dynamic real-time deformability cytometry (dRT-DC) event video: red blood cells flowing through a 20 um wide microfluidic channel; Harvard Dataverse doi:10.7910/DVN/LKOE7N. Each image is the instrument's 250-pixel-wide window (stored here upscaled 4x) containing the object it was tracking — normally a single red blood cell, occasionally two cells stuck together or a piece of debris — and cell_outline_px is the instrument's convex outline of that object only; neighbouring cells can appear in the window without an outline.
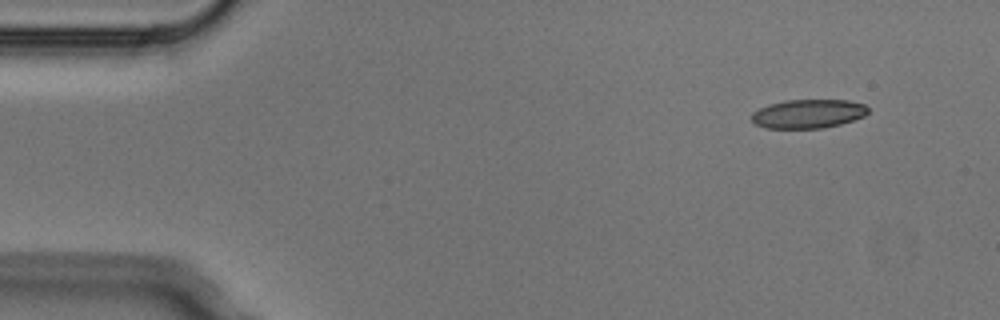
{"species": "Egyptian fruit bat (a non-hibernating species)", "species_latin": "Rousettus aegyptiacus", "temperature_condition": "cold", "stored_images_in_passage": 5, "camera_frame_rate_fps": 3000, "um_per_image_px": 0.085, "animal": {"sex": "male"}, "frame": {"image": 1, "passage_image": 1, "time_ms": 0.0, "image_size_px": [1000, 320], "cell_outline_px": [[868, 112], [864, 116], [840, 124], [824, 128], [764, 128], [756, 124], [752, 120], [752, 112], [768, 104], [784, 100], [848, 100], [864, 104], [868, 108]], "centroid_in_image_um": [68.68, 9.66], "position_along_channel_um": 16.3, "area_um2": 19.59}}
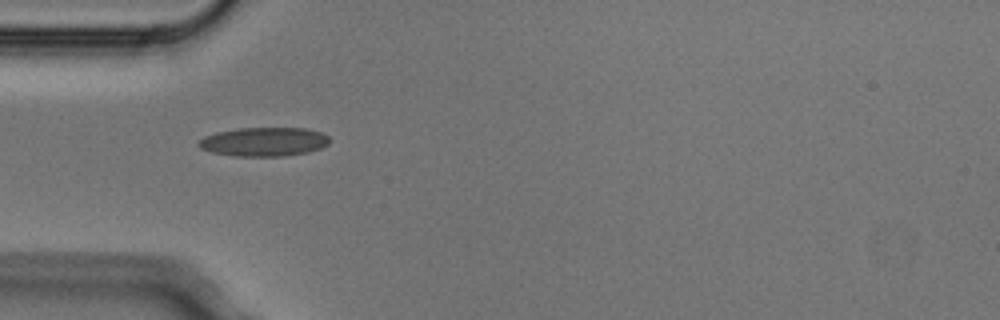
{"frame": {"image": 2, "passage_image": 4, "time_ms": 1.0, "image_size_px": [1000, 320], "cell_outline_px": [[328, 144], [320, 148], [308, 152], [284, 156], [236, 156], [212, 152], [200, 148], [196, 144], [204, 136], [216, 132], [240, 128], [304, 128], [320, 132], [328, 136]], "centroid_in_image_um": [22.41, 12.05], "position_along_channel_um": 62.6, "area_um2": 21.96}}
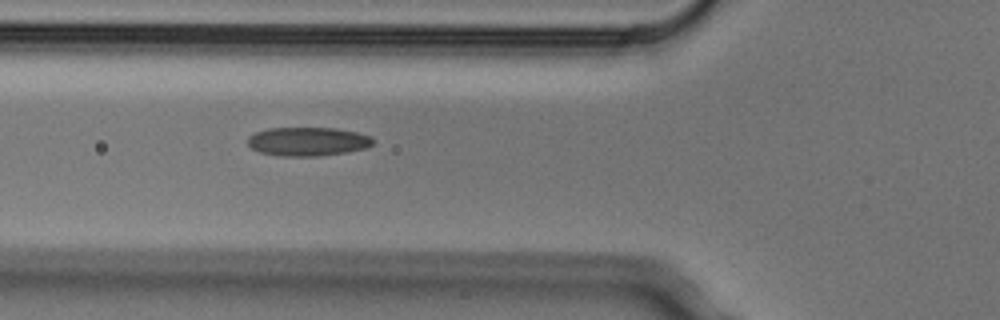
{"frame": {"image": 3, "passage_image": 5, "time_ms": 1.333, "image_size_px": [1000, 320], "cell_outline_px": [[376, 140], [372, 144], [364, 148], [348, 152], [320, 156], [284, 156], [260, 152], [252, 148], [248, 144], [248, 136], [256, 132], [268, 128], [336, 128], [356, 132], [372, 136]], "centroid_in_image_um": [26.19, 12.02], "position_along_channel_um": 99.6, "area_um2": 21.04}}